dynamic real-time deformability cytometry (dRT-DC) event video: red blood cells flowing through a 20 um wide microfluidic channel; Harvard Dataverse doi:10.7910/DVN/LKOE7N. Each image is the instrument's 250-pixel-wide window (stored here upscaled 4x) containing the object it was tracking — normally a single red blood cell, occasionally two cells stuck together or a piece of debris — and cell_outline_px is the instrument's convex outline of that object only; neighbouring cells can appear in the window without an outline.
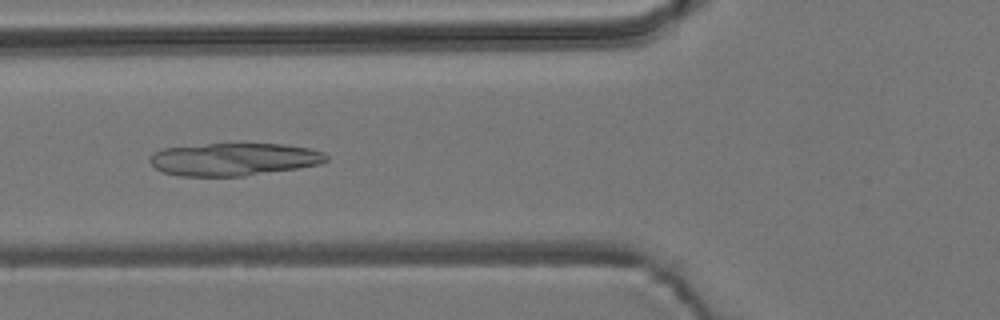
{"species": "common noctule bat (a hibernating species)", "species_latin": "Nyctalus noctula", "temperature_condition": "room temperature", "stored_images_in_passage": 6, "camera_frame_rate_fps": 3000, "um_per_image_px": 0.085, "animal": {"sex": "male", "body_mass_g": 19.2, "forearm_length_mm": 51.8}, "frame": {"image": 1, "passage_image": 4, "time_ms": 4.333, "image_size_px": [1000, 320], "cell_outline_px": [[328, 160], [320, 164], [296, 168], [244, 176], [180, 176], [164, 172], [156, 168], [148, 160], [156, 152], [164, 148], [208, 144], [284, 144], [312, 148], [324, 152], [328, 156]], "centroid_in_image_um": [19.93, 13.54], "position_along_channel_um": 105.9, "area_um2": 33.41}}
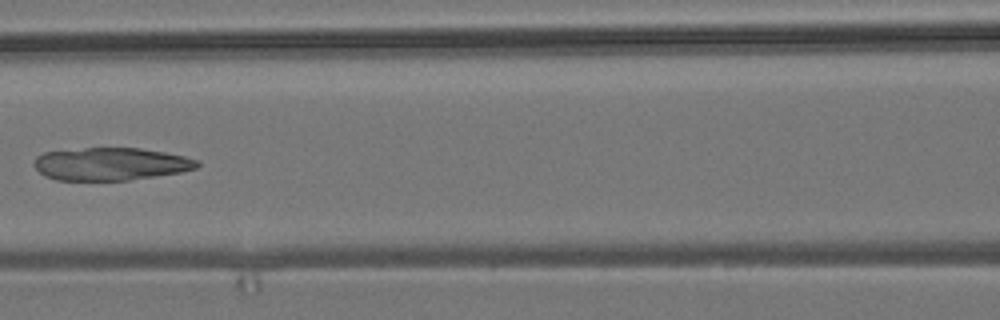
{"frame": {"image": 2, "passage_image": 5, "time_ms": 5.667, "image_size_px": [1000, 320], "cell_outline_px": [[200, 164], [196, 168], [180, 172], [128, 180], [56, 180], [44, 176], [32, 164], [36, 156], [44, 152], [84, 148], [140, 148], [164, 152], [184, 156], [200, 160]], "centroid_in_image_um": [9.39, 13.93], "position_along_channel_um": 157.2, "area_um2": 31.1}}
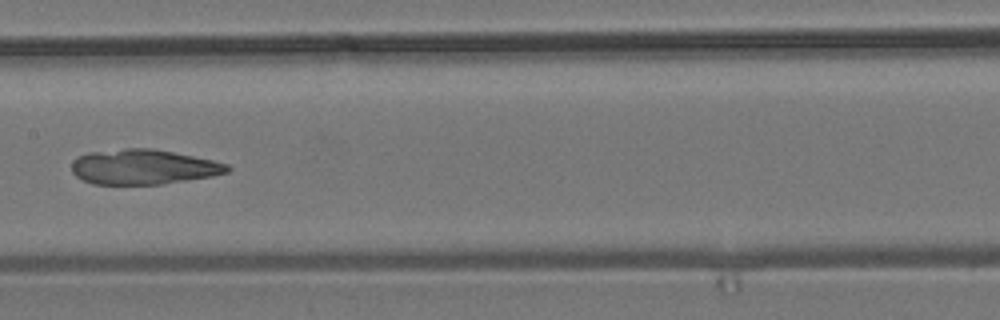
{"frame": {"image": 3, "passage_image": 6, "time_ms": 6.667, "image_size_px": [1000, 320], "cell_outline_px": [[232, 168], [228, 172], [212, 176], [164, 184], [92, 184], [76, 176], [72, 172], [72, 160], [76, 156], [88, 152], [124, 148], [152, 148], [212, 160], [228, 164]], "centroid_in_image_um": [12.16, 14.18], "position_along_channel_um": 195.2, "area_um2": 31.85}}